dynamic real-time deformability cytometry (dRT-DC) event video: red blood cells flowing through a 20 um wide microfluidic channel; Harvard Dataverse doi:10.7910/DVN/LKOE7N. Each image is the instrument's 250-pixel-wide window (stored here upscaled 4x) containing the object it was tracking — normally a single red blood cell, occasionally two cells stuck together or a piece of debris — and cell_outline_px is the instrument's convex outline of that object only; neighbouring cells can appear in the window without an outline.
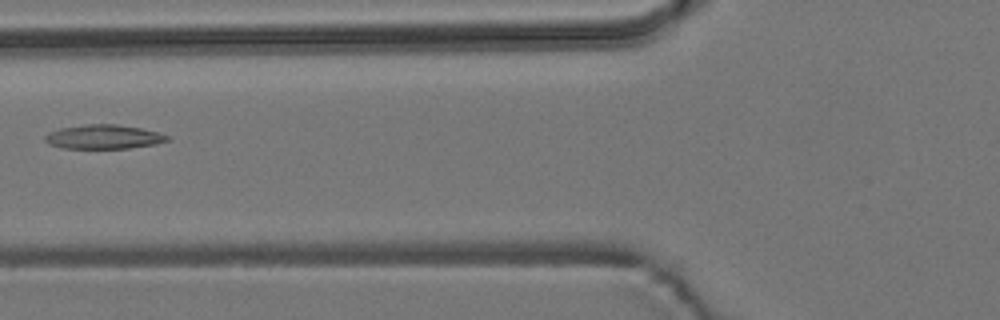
{"species": "common noctule bat (a hibernating species)", "species_latin": "Nyctalus noctula", "temperature_condition": "room temperature", "stored_images_in_passage": 5, "camera_frame_rate_fps": 3000, "um_per_image_px": 0.085, "animal": {"sex": "male", "body_mass_g": 19.2, "forearm_length_mm": 51.8}, "frame": {"image": 1, "passage_image": 5, "time_ms": 4.667, "image_size_px": [1000, 320], "cell_outline_px": [[172, 140], [156, 144], [128, 148], [64, 148], [48, 144], [44, 140], [44, 136], [48, 132], [60, 128], [88, 124], [116, 124], [140, 128], [172, 136]], "centroid_in_image_um": [8.83, 11.63], "position_along_channel_um": 117.0, "area_um2": 17.28}}